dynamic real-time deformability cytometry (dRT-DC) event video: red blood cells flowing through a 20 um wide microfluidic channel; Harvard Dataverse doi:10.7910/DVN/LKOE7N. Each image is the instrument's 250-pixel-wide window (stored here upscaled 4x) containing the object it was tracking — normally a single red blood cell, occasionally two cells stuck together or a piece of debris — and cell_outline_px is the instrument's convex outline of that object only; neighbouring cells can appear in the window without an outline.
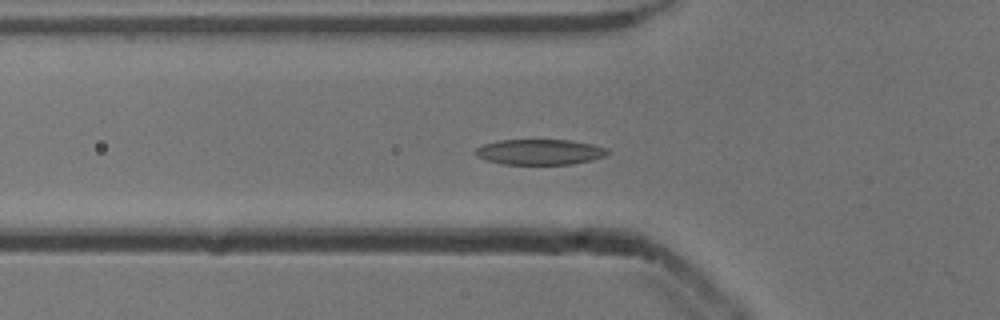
{"species": "common noctule bat (a hibernating species)", "species_latin": "Nyctalus noctula", "temperature_condition": "cold", "stored_images_in_passage": 14, "camera_frame_rate_fps": 3000, "um_per_image_px": 0.085, "animal": {"sex": "male", "body_mass_g": 13.3}, "frame": {"image": 1, "passage_image": 13, "time_ms": 4.0, "image_size_px": [1000, 320], "cell_outline_px": [[612, 152], [604, 156], [592, 160], [572, 164], [500, 164], [476, 156], [472, 152], [476, 148], [484, 144], [500, 140], [568, 140], [592, 144], [608, 148]], "centroid_in_image_um": [45.89, 12.92], "position_along_channel_um": 79.9, "area_um2": 19.71}}